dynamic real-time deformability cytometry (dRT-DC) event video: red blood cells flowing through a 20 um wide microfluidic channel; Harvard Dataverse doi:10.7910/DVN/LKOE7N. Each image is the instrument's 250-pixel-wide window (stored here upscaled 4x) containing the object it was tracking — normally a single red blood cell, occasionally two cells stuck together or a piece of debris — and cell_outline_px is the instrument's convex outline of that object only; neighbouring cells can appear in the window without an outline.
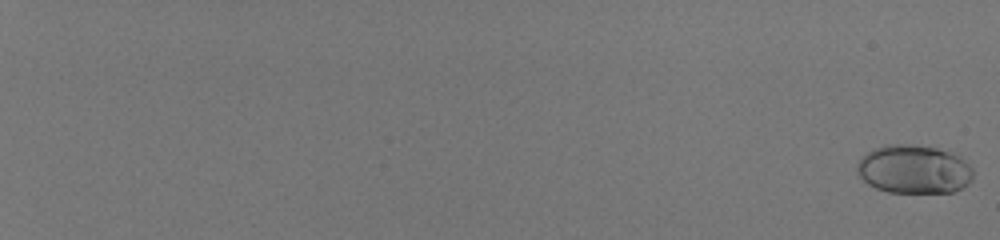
{"species": "human", "species_latin": "Homo sapiens", "temperature_condition": "room temperature", "stored_images_in_passage": 60, "camera_frame_rate_fps": 3000, "um_per_image_px": 0.085, "donor": {"sex": "male"}, "frame": {"image": 1, "passage_image": 1, "time_ms": 0.0, "image_size_px": [1000, 240], "cell_outline_px": [[972, 180], [968, 184], [952, 192], [888, 192], [876, 188], [868, 184], [856, 172], [856, 164], [872, 148], [884, 144], [916, 144], [936, 148], [952, 152], [960, 156], [972, 168]], "centroid_in_image_um": [77.67, 14.37], "position_along_channel_um": 7.3, "area_um2": 33.06}}
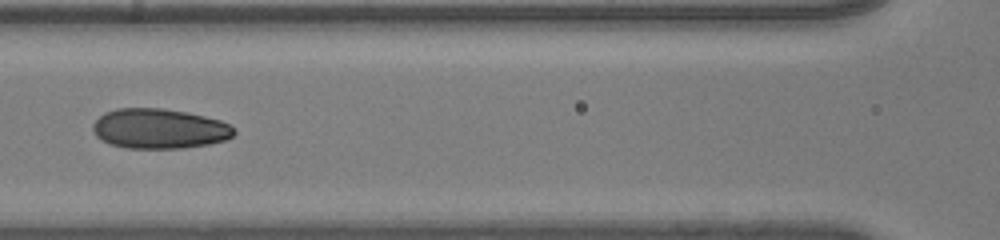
{"frame": {"image": 2, "passage_image": 35, "time_ms": 11.333, "image_size_px": [1000, 240], "cell_outline_px": [[236, 132], [232, 136], [224, 140], [208, 144], [180, 148], [128, 148], [112, 144], [100, 140], [96, 136], [92, 128], [92, 124], [104, 112], [116, 108], [160, 108], [188, 112], [220, 120], [228, 124]], "centroid_in_image_um": [13.5, 10.93], "position_along_channel_um": 153.1, "area_um2": 32.77}}
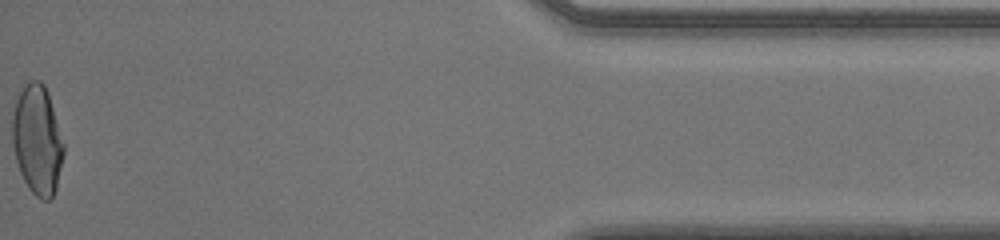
{"frame": {"image": 3, "passage_image": 60, "time_ms": 19.667, "image_size_px": [1000, 240], "cell_outline_px": [[64, 152], [56, 188], [52, 196], [48, 200], [40, 200], [28, 188], [20, 172], [16, 160], [12, 144], [12, 116], [20, 84], [28, 80], [40, 80], [44, 84], [48, 92], [64, 144]], "centroid_in_image_um": [3.15, 11.84], "position_along_channel_um": 432.1, "area_um2": 33.06}, "authors_computed_cell_mechanics": {"area_um2": 31.8478, "velocity_mm_per_s": 4.0267, "shape_relaxation_time_tau1_ms": 8.7149, "shape_relaxation_time_tau2_ms": 0.855, "deformation_change_tau1": 0.2631, "deformation_change_tau2": 0.0524}}